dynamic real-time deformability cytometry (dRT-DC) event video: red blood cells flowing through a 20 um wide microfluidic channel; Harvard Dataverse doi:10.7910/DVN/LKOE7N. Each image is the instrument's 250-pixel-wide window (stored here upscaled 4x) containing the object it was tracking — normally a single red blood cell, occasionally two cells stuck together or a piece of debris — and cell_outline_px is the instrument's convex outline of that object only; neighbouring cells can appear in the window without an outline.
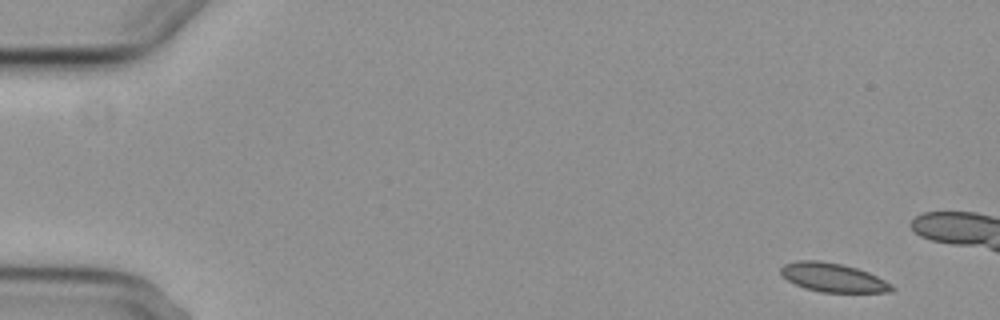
{"species": "common noctule bat (a hibernating species)", "species_latin": "Nyctalus noctula", "temperature_condition": "cold", "stored_images_in_passage": 5, "camera_frame_rate_fps": 3000, "um_per_image_px": 0.085, "animal": {"sex": "female", "body_mass_g": 29.2, "forearm_length_mm": 56.3}, "frame": {"image": 1, "passage_image": 1, "time_ms": 0.0, "image_size_px": [1000, 320], "cell_outline_px": [[896, 288], [892, 292], [820, 292], [804, 288], [788, 280], [780, 272], [780, 268], [784, 264], [796, 260], [820, 260], [840, 264], [856, 268], [868, 272], [892, 284]], "centroid_in_image_um": [70.81, 23.59], "position_along_channel_um": 14.2, "area_um2": 18.61}}